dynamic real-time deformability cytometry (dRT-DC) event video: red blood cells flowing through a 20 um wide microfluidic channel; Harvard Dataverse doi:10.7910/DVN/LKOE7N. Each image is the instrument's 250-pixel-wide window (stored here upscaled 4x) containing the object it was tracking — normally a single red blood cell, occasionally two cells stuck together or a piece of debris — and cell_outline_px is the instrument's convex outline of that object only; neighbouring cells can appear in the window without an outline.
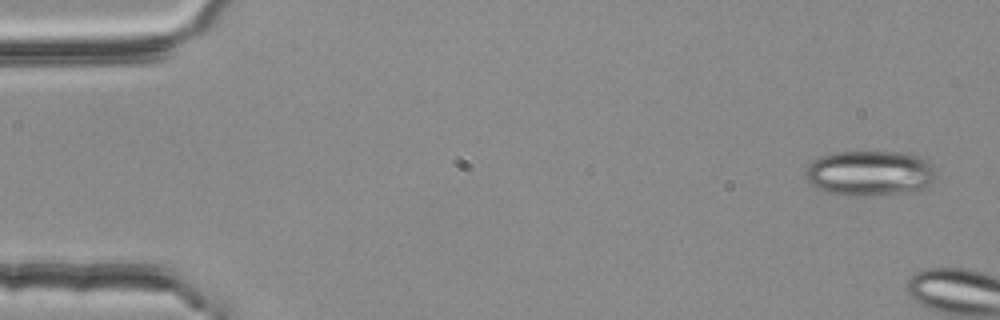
{"species": "common noctule bat (a hibernating species)", "species_latin": "Nyctalus noctula", "temperature_condition": "room temperature", "stored_images_in_passage": 2, "camera_frame_rate_fps": 3000, "um_per_image_px": 0.085, "animal": {"sex": "female", "body_mass_g": 25.1}, "frame": {"image": 1, "passage_image": 1, "time_ms": 0.0, "image_size_px": [1000, 320], "cell_outline_px": [[932, 180], [924, 192], [828, 192], [816, 188], [804, 176], [804, 172], [812, 160], [820, 156], [836, 152], [908, 152], [920, 156], [928, 160], [932, 164]], "centroid_in_image_um": [73.96, 14.65], "position_along_channel_um": 11.0, "area_um2": 33.41}}